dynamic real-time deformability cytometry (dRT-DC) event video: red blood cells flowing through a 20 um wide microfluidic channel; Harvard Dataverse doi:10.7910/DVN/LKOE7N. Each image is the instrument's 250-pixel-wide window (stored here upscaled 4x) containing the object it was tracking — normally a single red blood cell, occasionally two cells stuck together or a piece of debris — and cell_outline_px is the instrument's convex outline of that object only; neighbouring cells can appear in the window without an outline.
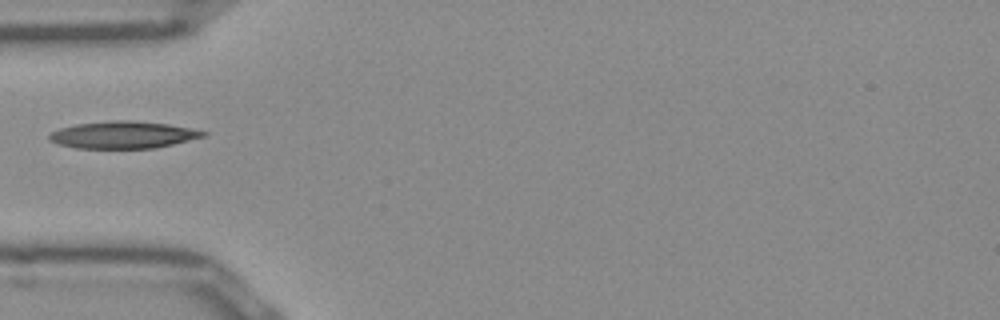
{"species": "Egyptian fruit bat (a non-hibernating species)", "species_latin": "Rousettus aegyptiacus", "temperature_condition": "room temperature", "stored_images_in_passage": 32, "camera_frame_rate_fps": 3000, "um_per_image_px": 0.085, "frame": {"image": 1, "passage_image": 1, "time_ms": 0.0, "image_size_px": [1000, 320], "cell_outline_px": [[208, 132], [204, 136], [172, 144], [152, 148], [76, 148], [60, 144], [48, 140], [48, 136], [52, 132], [60, 128], [76, 124], [112, 120], [132, 120], [168, 124]], "centroid_in_image_um": [10.42, 11.45], "position_along_channel_um": 74.6, "area_um2": 24.04}}
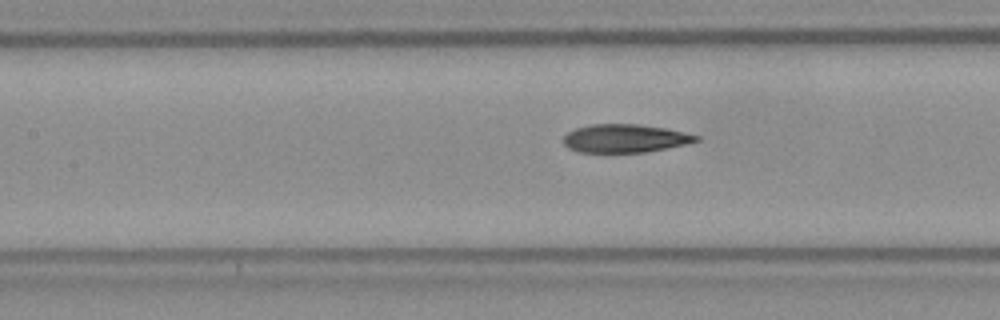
{"frame": {"image": 2, "passage_image": 7, "time_ms": 2.0, "image_size_px": [1000, 320], "cell_outline_px": [[700, 140], [668, 148], [644, 152], [576, 152], [568, 148], [564, 144], [564, 136], [568, 132], [576, 128], [592, 124], [636, 124], [664, 128], [684, 132], [700, 136]], "centroid_in_image_um": [53.11, 11.76], "position_along_channel_um": 154.3, "area_um2": 21.73}}
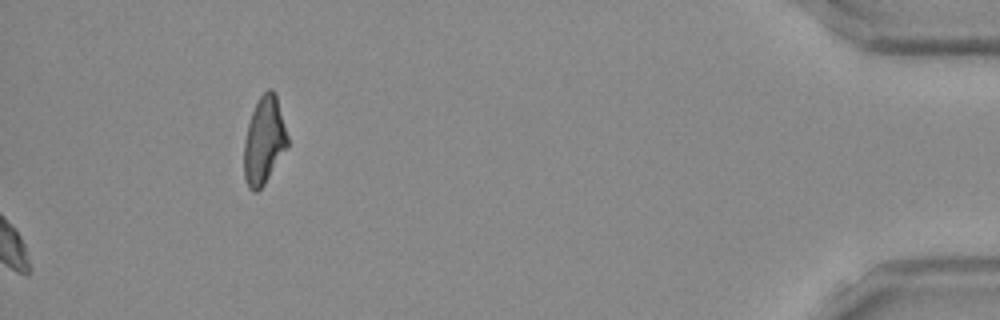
{"frame": {"image": 3, "passage_image": 32, "time_ms": 10.333, "image_size_px": [1000, 320], "cell_outline_px": [[288, 148], [264, 184], [256, 192], [252, 192], [248, 188], [244, 176], [244, 140], [248, 124], [252, 112], [260, 96], [268, 88], [272, 88], [276, 92], [288, 136]], "centroid_in_image_um": [22.46, 11.94], "position_along_channel_um": 412.7, "area_um2": 22.37}}